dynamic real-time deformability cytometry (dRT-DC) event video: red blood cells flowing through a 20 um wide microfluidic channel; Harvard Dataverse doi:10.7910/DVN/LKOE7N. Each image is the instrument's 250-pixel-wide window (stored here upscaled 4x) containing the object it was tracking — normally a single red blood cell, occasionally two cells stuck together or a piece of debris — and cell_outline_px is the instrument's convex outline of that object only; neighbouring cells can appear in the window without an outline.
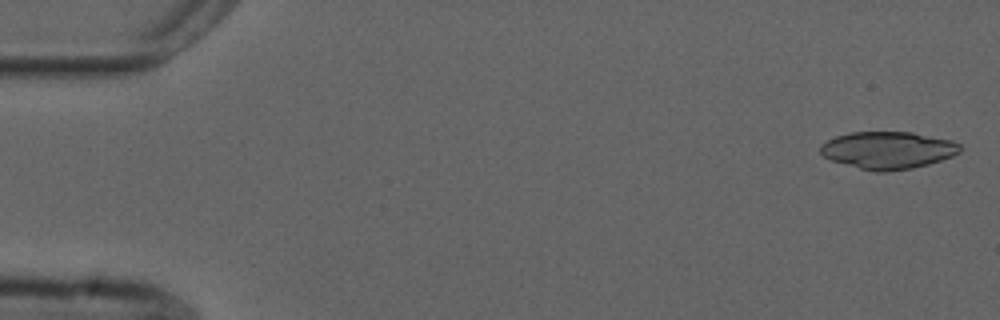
{"species": "common noctule bat (a hibernating species)", "species_latin": "Nyctalus noctula", "temperature_condition": "cold", "stored_images_in_passage": 16, "camera_frame_rate_fps": 3000, "um_per_image_px": 0.085, "animal": {"sex": "male", "forearm_length_mm": 52.5}, "frame": {"image": 1, "passage_image": 2, "time_ms": 0.333, "image_size_px": [1000, 320], "cell_outline_px": [[960, 152], [952, 156], [928, 164], [912, 168], [888, 172], [876, 172], [860, 168], [832, 160], [824, 156], [820, 152], [820, 144], [836, 136], [852, 132], [912, 132], [952, 140], [960, 144]], "centroid_in_image_um": [75.48, 12.76], "position_along_channel_um": 9.5, "area_um2": 30.23}}